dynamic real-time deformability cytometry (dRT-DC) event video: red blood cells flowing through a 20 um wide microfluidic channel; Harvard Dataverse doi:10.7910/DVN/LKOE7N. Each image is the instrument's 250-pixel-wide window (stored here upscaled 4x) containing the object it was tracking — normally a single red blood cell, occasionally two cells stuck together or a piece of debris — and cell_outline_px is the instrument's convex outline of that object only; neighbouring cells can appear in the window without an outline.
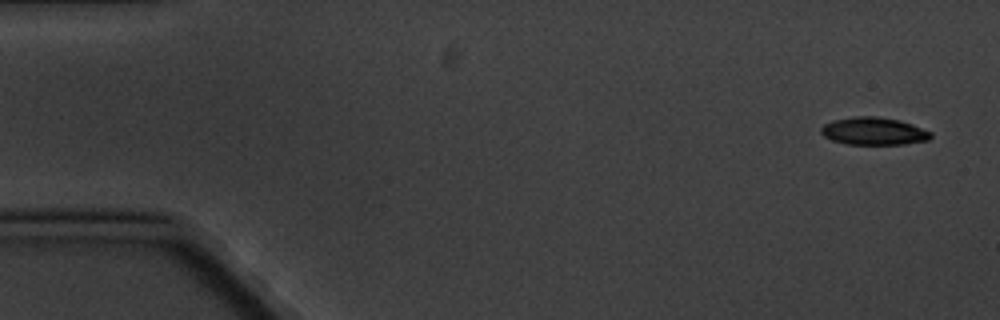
{"species": "common noctule bat (a hibernating species)", "species_latin": "Nyctalus noctula", "temperature_condition": "cold", "stored_images_in_passage": 5, "camera_frame_rate_fps": 3000, "um_per_image_px": 0.085, "animal": {"sex": "male", "body_mass_g": 20.1, "forearm_length_mm": 53.5}, "frame": {"image": 1, "passage_image": 1, "time_ms": 0.0, "image_size_px": [1000, 320], "cell_outline_px": [[932, 136], [928, 140], [904, 144], [844, 144], [832, 140], [824, 136], [820, 132], [820, 128], [824, 124], [832, 120], [856, 116], [876, 116], [900, 120], [912, 124], [932, 132]], "centroid_in_image_um": [74.25, 11.14], "position_along_channel_um": 10.7, "area_um2": 17.74}}
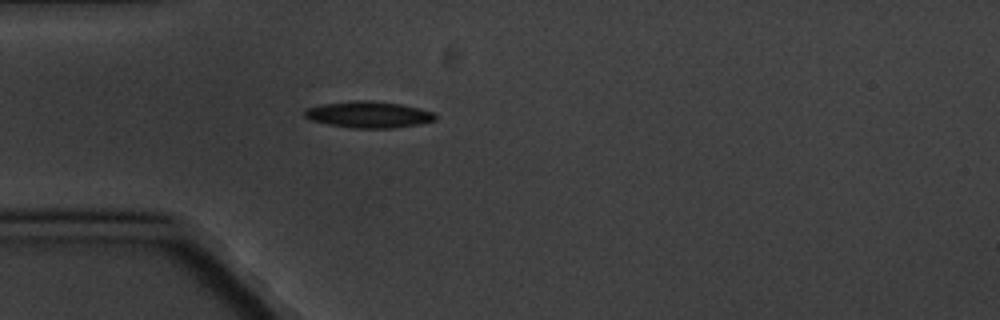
{"frame": {"image": 2, "passage_image": 5, "time_ms": 4.667, "image_size_px": [1000, 320], "cell_outline_px": [[436, 120], [420, 124], [392, 128], [352, 128], [328, 124], [312, 120], [304, 116], [304, 108], [324, 104], [356, 100], [368, 100], [400, 104], [420, 108], [432, 112], [436, 116]], "centroid_in_image_um": [31.33, 9.74], "position_along_channel_um": 53.7, "area_um2": 20.06}}